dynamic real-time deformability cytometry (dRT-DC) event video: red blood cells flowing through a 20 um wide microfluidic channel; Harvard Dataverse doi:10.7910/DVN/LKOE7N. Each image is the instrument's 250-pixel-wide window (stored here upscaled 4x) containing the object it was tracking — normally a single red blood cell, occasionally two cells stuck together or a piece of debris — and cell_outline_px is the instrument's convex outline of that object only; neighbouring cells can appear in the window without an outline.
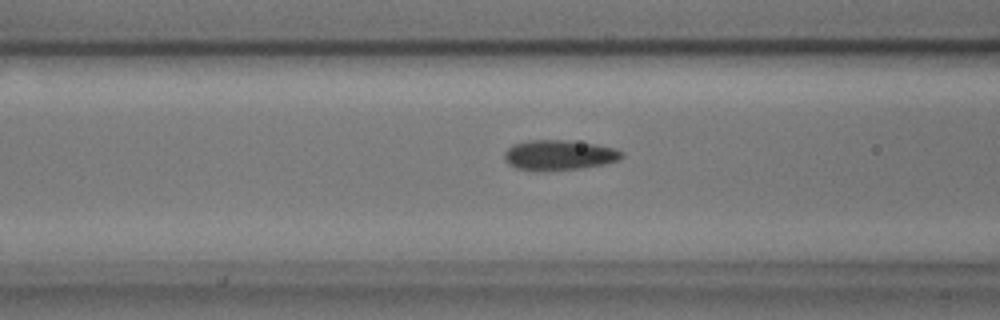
{"species": "common noctule bat (a hibernating species)", "species_latin": "Nyctalus noctula", "temperature_condition": "cold", "stored_images_in_passage": 12, "camera_frame_rate_fps": 3000, "um_per_image_px": 0.085, "animal": {"sex": "male", "body_mass_g": 17.9, "forearm_length_mm": 54.2}, "frame": {"image": 1, "passage_image": 6, "time_ms": 1.667, "image_size_px": [1000, 320], "cell_outline_px": [[624, 156], [616, 160], [604, 164], [580, 168], [516, 168], [508, 164], [504, 160], [504, 152], [512, 144], [528, 140], [568, 140], [596, 144], [616, 148], [624, 152]], "centroid_in_image_um": [47.54, 13.13], "position_along_channel_um": 119.1, "area_um2": 20.0}}
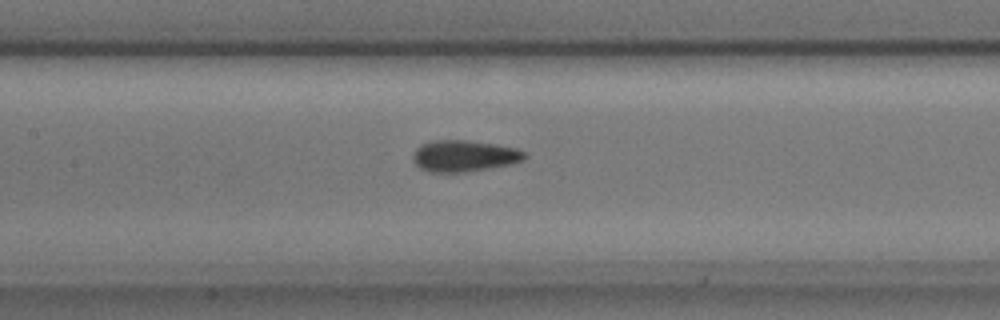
{"frame": {"image": 2, "passage_image": 10, "time_ms": 3.0, "image_size_px": [1000, 320], "cell_outline_px": [[528, 156], [524, 160], [512, 164], [464, 172], [428, 172], [420, 168], [412, 160], [412, 156], [416, 148], [420, 144], [432, 140], [468, 140], [496, 144], [520, 148], [528, 152]], "centroid_in_image_um": [39.49, 13.24], "position_along_channel_um": 167.9, "area_um2": 20.87}}